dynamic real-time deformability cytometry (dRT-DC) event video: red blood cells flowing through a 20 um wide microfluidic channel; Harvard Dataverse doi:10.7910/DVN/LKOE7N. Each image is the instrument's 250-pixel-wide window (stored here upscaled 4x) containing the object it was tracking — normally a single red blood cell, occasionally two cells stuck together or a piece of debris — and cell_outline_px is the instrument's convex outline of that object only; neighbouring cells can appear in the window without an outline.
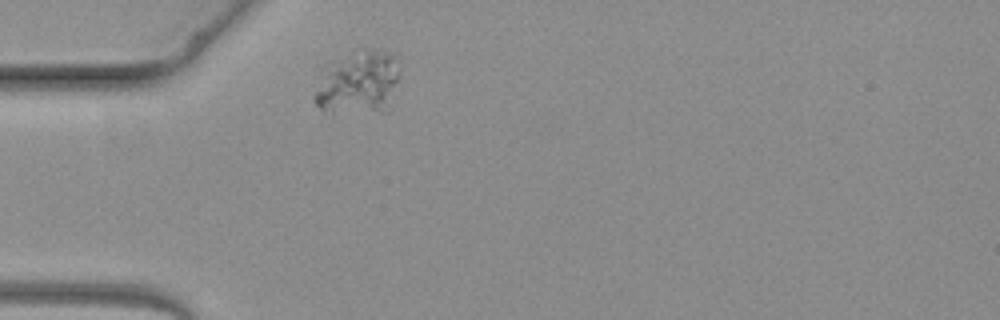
{"species": "common noctule bat (a hibernating species)", "species_latin": "Nyctalus noctula", "temperature_condition": "warm", "stored_images_in_passage": 1, "camera_frame_rate_fps": 3000, "um_per_image_px": 0.085, "animal": {"sex": "female", "body_mass_g": 19.3, "forearm_length_mm": 54.1}, "frame": {"image": 1, "passage_image": 1, "time_ms": 0.0, "image_size_px": [1000, 320], "cell_outline_px": [[396, 80], [392, 108], [388, 112], [332, 116], [324, 112], [316, 104], [312, 96], [320, 68], [324, 64], [364, 48], [384, 48], [396, 56]], "centroid_in_image_um": [30.37, 7.09], "position_along_channel_um": 54.6, "area_um2": 33.47}}